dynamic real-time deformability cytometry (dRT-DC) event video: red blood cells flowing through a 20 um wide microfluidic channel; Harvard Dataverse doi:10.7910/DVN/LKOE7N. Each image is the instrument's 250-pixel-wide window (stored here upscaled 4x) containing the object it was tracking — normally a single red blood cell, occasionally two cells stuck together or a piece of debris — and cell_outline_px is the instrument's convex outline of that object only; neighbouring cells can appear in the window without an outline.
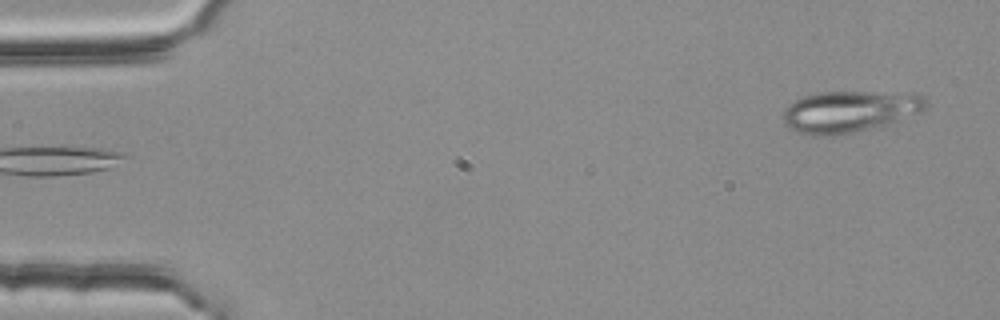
{"species": "common noctule bat (a hibernating species)", "species_latin": "Nyctalus noctula", "temperature_condition": "room temperature", "stored_images_in_passage": 4, "segment_of_instrument_passage": [2, 2], "camera_frame_rate_fps": 3000, "um_per_image_px": 0.085, "animal": {"sex": "female", "body_mass_g": 25.1}, "frame": {"image": 1, "passage_image": 4, "time_ms": 1.0, "image_size_px": [1000, 320], "cell_outline_px": [[928, 108], [920, 112], [896, 120], [868, 128], [852, 132], [824, 136], [812, 136], [796, 132], [788, 128], [784, 124], [784, 108], [796, 100], [804, 96], [820, 92], [872, 92], [924, 96], [928, 104]], "centroid_in_image_um": [72.13, 9.48], "position_along_channel_um": 12.9, "area_um2": 33.81}}